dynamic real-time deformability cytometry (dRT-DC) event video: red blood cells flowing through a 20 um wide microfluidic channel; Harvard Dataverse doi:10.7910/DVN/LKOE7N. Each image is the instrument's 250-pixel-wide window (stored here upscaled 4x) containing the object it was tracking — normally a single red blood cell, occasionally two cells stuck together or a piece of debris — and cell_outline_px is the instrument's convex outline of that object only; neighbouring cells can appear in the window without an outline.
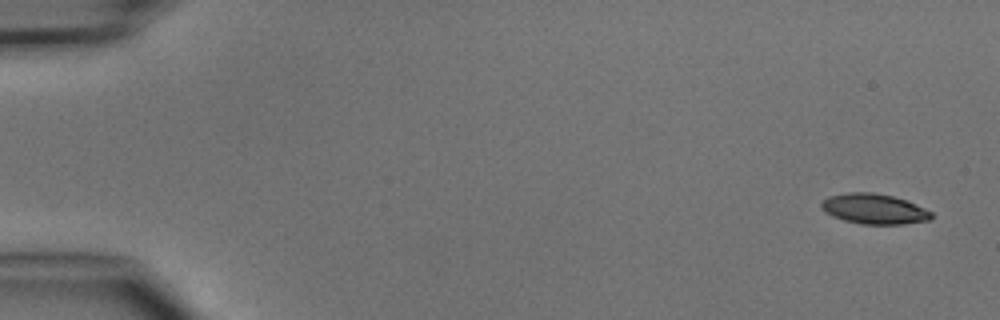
{"species": "common noctule bat (a hibernating species)", "species_latin": "Nyctalus noctula", "temperature_condition": "cold", "stored_images_in_passage": 5, "camera_frame_rate_fps": 3000, "um_per_image_px": 0.085, "animal": {"sex": "male", "body_mass_g": 15.6}, "frame": {"image": 1, "passage_image": 1, "time_ms": 0.0, "image_size_px": [1000, 320], "cell_outline_px": [[932, 220], [904, 224], [860, 224], [844, 220], [832, 216], [824, 212], [820, 204], [828, 196], [848, 192], [872, 192], [892, 196], [904, 200], [924, 208], [932, 212]], "centroid_in_image_um": [74.28, 17.76], "position_along_channel_um": 10.7, "area_um2": 19.36}}